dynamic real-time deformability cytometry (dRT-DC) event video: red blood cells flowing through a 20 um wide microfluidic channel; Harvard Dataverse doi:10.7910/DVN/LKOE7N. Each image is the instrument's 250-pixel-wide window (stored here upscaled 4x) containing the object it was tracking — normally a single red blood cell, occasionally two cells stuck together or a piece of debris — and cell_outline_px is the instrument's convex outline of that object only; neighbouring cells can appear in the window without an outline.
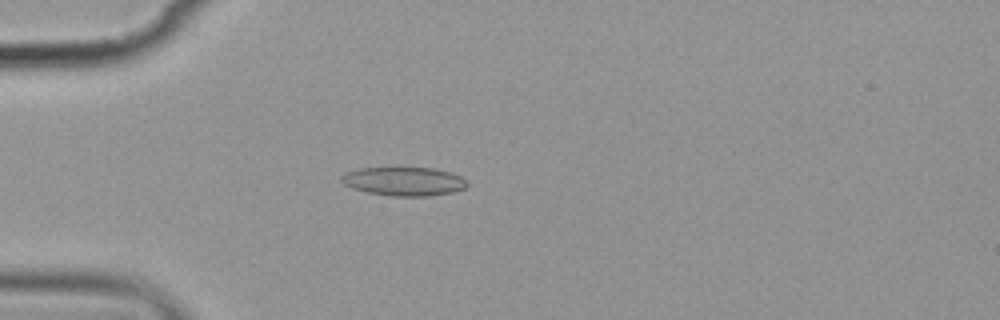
{"species": "common noctule bat (a hibernating species)", "species_latin": "Nyctalus noctula", "temperature_condition": "cold", "stored_images_in_passage": 4, "camera_frame_rate_fps": 3000, "um_per_image_px": 0.085, "animal": {"sex": "female", "body_mass_g": 19.9}, "frame": {"image": 1, "passage_image": 3, "time_ms": 2.333, "image_size_px": [1000, 320], "cell_outline_px": [[468, 184], [464, 188], [452, 192], [428, 196], [392, 196], [368, 192], [352, 188], [344, 184], [340, 180], [340, 176], [344, 172], [356, 168], [432, 168], [448, 172], [460, 176]], "centroid_in_image_um": [34.26, 15.41], "position_along_channel_um": 50.7, "area_um2": 20.92}}